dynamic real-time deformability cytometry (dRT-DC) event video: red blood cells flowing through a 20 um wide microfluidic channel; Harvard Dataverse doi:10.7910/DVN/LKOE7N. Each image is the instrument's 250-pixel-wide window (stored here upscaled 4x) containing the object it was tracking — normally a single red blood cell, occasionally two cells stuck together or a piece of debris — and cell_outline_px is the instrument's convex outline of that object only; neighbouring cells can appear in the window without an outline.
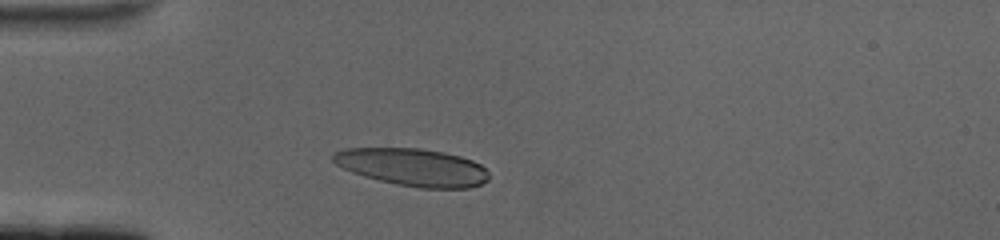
{"species": "human", "species_latin": "Homo sapiens", "temperature_condition": "cold", "stored_images_in_passage": 37, "camera_frame_rate_fps": 3000, "um_per_image_px": 0.085, "donor": {"sex": "female"}, "frame": {"image": 1, "passage_image": 2, "time_ms": 0.333, "image_size_px": [1000, 240], "cell_outline_px": [[488, 180], [480, 184], [468, 188], [420, 188], [396, 184], [364, 176], [352, 172], [336, 164], [332, 160], [332, 156], [336, 152], [348, 148], [420, 148], [444, 152], [460, 156], [472, 160], [480, 164], [488, 172]], "centroid_in_image_um": [35.1, 14.21], "position_along_channel_um": 49.9, "area_um2": 33.87}}
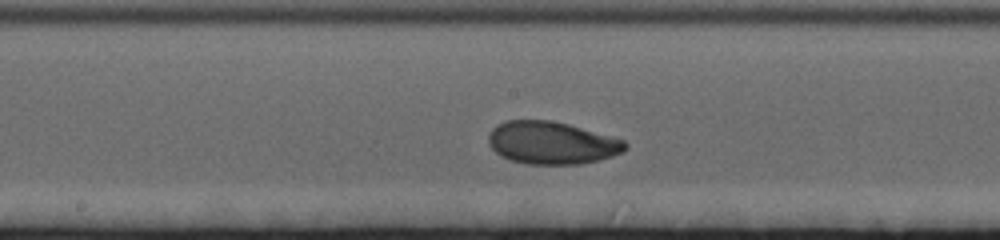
{"frame": {"image": 2, "passage_image": 17, "time_ms": 5.333, "image_size_px": [1000, 240], "cell_outline_px": [[628, 148], [624, 152], [600, 160], [580, 164], [528, 164], [512, 160], [500, 156], [488, 144], [488, 136], [492, 128], [496, 124], [508, 120], [548, 120], [568, 124], [624, 140], [628, 144]], "centroid_in_image_um": [46.89, 12.14], "position_along_channel_um": 201.3, "area_um2": 33.99}}
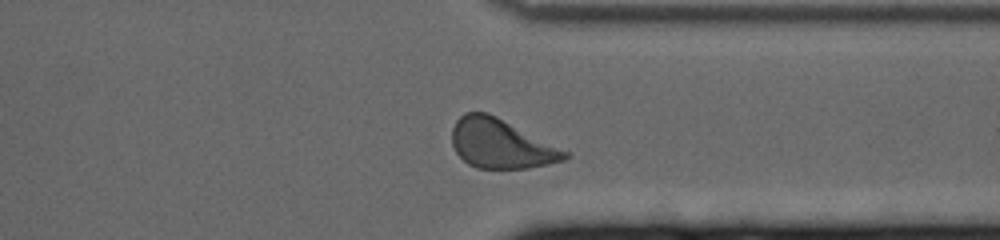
{"frame": {"image": 3, "passage_image": 32, "time_ms": 10.333, "image_size_px": [1000, 240], "cell_outline_px": [[572, 156], [564, 160], [548, 164], [528, 168], [476, 168], [468, 164], [456, 152], [452, 144], [452, 128], [456, 120], [464, 112], [488, 112], [568, 152]], "centroid_in_image_um": [42.55, 12.22], "position_along_channel_um": 368.9, "area_um2": 32.08}, "authors_computed_cell_mechanics": {"area_um2": 33.1772, "velocity_mm_per_s": 3.3521, "shape_relaxation_time_tau1_ms": 3.1887, "shape_relaxation_time_tau2_ms": 3.0049, "deformation_change_tau1": 0.1676, "deformation_change_tau2": 0.0678}}